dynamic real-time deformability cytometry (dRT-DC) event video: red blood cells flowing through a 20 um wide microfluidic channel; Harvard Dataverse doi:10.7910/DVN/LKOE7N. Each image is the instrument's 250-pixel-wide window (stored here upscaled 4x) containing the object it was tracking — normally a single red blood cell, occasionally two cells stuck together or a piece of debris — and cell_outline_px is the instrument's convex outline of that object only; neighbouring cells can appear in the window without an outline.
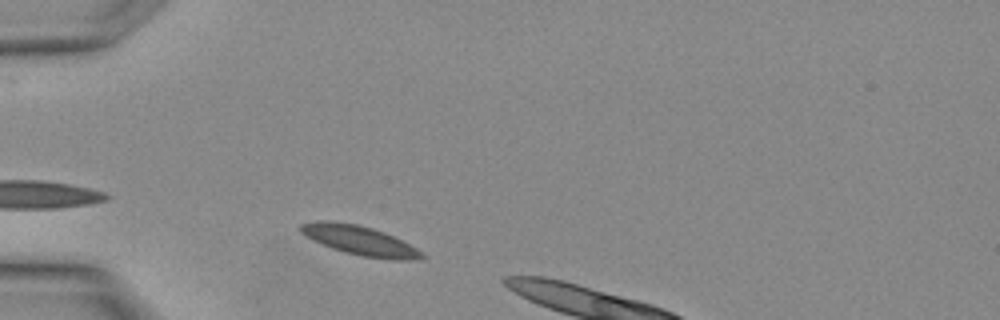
{"species": "Egyptian fruit bat (a non-hibernating species)", "species_latin": "Rousettus aegyptiacus", "temperature_condition": "warm", "stored_images_in_passage": 3, "segment_of_instrument_passage": [1, 2], "camera_frame_rate_fps": 3000, "um_per_image_px": 0.085, "animal": {"sex": "female"}, "frame": {"image": 1, "passage_image": 1, "time_ms": 0.0, "image_size_px": [1000, 320], "cell_outline_px": [[424, 256], [412, 260], [392, 260], [360, 256], [344, 252], [332, 248], [312, 240], [304, 236], [300, 232], [300, 224], [316, 220], [328, 220], [356, 224], [372, 228], [384, 232], [416, 248]], "centroid_in_image_um": [30.49, 20.43], "position_along_channel_um": 54.5, "area_um2": 20.63}}